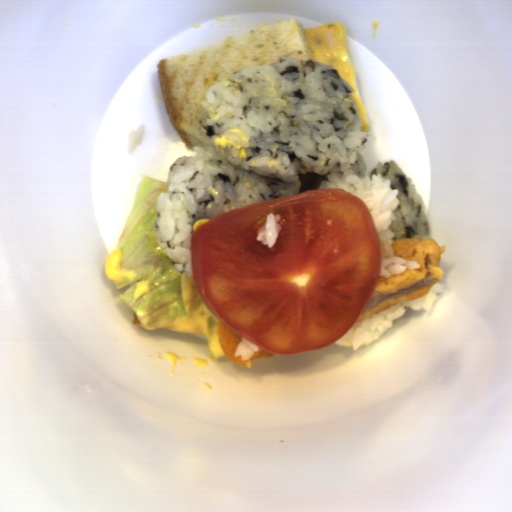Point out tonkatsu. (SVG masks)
I'll return each mask as SVG.
<instances>
[{
  "label": "tonkatsu",
  "instance_id": "d4beea91",
  "mask_svg": "<svg viewBox=\"0 0 512 512\" xmlns=\"http://www.w3.org/2000/svg\"><path fill=\"white\" fill-rule=\"evenodd\" d=\"M389 245L393 256L416 261L420 268L406 267L400 274L379 276L373 294L356 322L389 309L398 302H409L428 295L443 276L444 270L440 263L447 248L444 244L439 246L434 238L423 240L419 235H414L412 238H399Z\"/></svg>",
  "mask_w": 512,
  "mask_h": 512
},
{
  "label": "tonkatsu",
  "instance_id": "3a3dc1c2",
  "mask_svg": "<svg viewBox=\"0 0 512 512\" xmlns=\"http://www.w3.org/2000/svg\"><path fill=\"white\" fill-rule=\"evenodd\" d=\"M216 334L219 340L220 347L223 354L232 363L239 366L251 368L252 361L255 359H274L277 355L266 350L260 349L254 352L253 356L245 361H242L241 356L235 357V352L238 344L242 341V337L236 335L228 327H226L219 319L216 323Z\"/></svg>",
  "mask_w": 512,
  "mask_h": 512
}]
</instances>
